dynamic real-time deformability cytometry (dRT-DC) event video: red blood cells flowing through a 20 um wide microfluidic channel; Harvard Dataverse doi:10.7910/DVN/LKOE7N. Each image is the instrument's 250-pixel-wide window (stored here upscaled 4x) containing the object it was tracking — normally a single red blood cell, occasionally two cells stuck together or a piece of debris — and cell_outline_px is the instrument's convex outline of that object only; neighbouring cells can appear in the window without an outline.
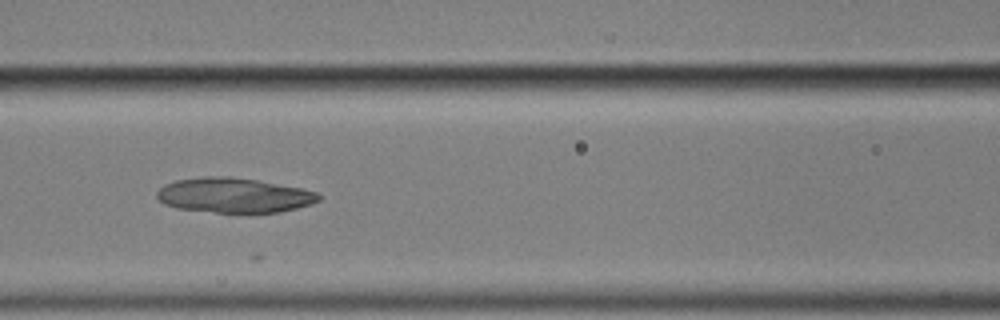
{"species": "common noctule bat (a hibernating species)", "species_latin": "Nyctalus noctula", "temperature_condition": "cold", "stored_images_in_passage": 13, "camera_frame_rate_fps": 3000, "um_per_image_px": 0.085, "animal": {"sex": "male", "body_mass_g": 17.9}, "frame": {"image": 1, "passage_image": 8, "time_ms": 2.333, "image_size_px": [1000, 320], "cell_outline_px": [[320, 200], [312, 204], [280, 212], [248, 216], [176, 208], [164, 204], [156, 196], [156, 192], [164, 184], [176, 180], [200, 176], [232, 176], [256, 180], [300, 188], [316, 192], [320, 196]], "centroid_in_image_um": [19.88, 16.63], "position_along_channel_um": 146.7, "area_um2": 33.81}}
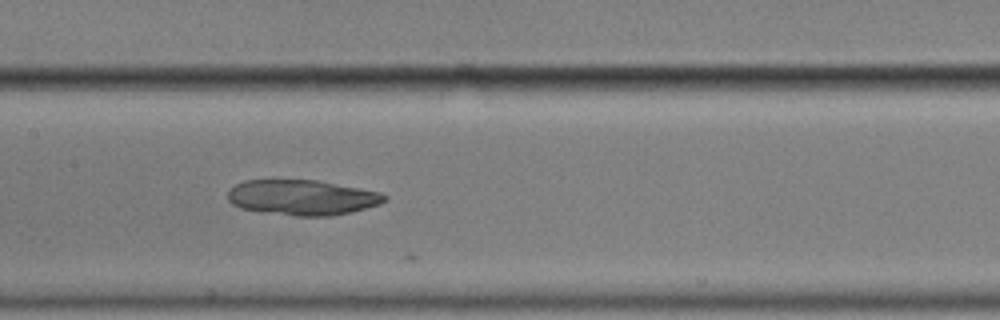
{"frame": {"image": 2, "passage_image": 11, "time_ms": 3.333, "image_size_px": [1000, 320], "cell_outline_px": [[388, 200], [380, 204], [332, 216], [296, 216], [240, 208], [232, 204], [228, 200], [228, 192], [236, 184], [244, 180], [316, 180], [380, 192], [388, 196]], "centroid_in_image_um": [25.69, 16.78], "position_along_channel_um": 181.7, "area_um2": 31.96}}